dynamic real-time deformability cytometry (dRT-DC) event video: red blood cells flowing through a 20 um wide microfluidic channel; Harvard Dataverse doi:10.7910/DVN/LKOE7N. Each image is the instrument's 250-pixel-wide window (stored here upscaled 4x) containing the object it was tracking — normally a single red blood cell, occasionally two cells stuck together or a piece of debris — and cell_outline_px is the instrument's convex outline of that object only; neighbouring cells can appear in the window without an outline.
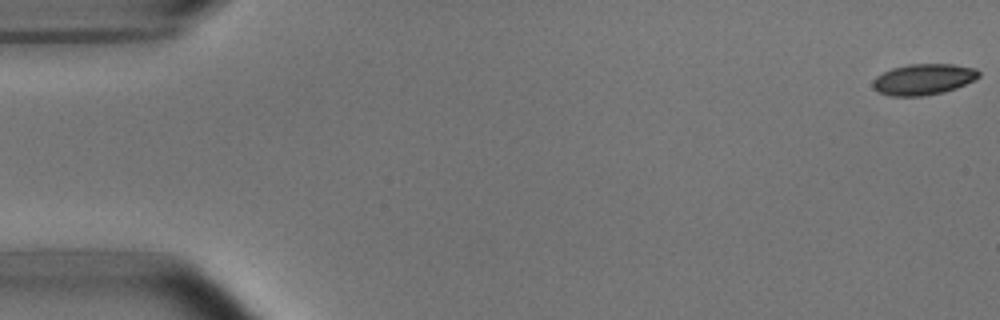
{"species": "common noctule bat (a hibernating species)", "species_latin": "Nyctalus noctula", "temperature_condition": "room temperature", "stored_images_in_passage": 16, "camera_frame_rate_fps": 3000, "um_per_image_px": 0.085, "animal": {"sex": "male", "body_mass_g": 15.6}, "frame": {"image": 1, "passage_image": 1, "time_ms": 0.0, "image_size_px": [1000, 320], "cell_outline_px": [[980, 76], [956, 88], [944, 92], [924, 96], [888, 96], [872, 88], [872, 80], [876, 76], [892, 68], [908, 64], [952, 64], [976, 68], [980, 72]], "centroid_in_image_um": [78.46, 6.74], "position_along_channel_um": 6.5, "area_um2": 19.19}}
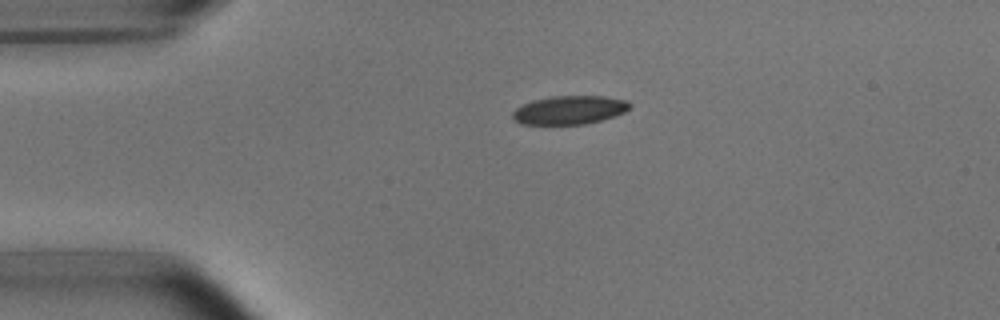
{"frame": {"image": 2, "passage_image": 12, "time_ms": 3.667, "image_size_px": [1000, 320], "cell_outline_px": [[632, 104], [624, 112], [600, 120], [584, 124], [520, 124], [512, 116], [512, 112], [516, 108], [532, 100], [552, 96], [604, 96], [628, 100]], "centroid_in_image_um": [48.4, 9.34], "position_along_channel_um": 36.6, "area_um2": 19.36}}